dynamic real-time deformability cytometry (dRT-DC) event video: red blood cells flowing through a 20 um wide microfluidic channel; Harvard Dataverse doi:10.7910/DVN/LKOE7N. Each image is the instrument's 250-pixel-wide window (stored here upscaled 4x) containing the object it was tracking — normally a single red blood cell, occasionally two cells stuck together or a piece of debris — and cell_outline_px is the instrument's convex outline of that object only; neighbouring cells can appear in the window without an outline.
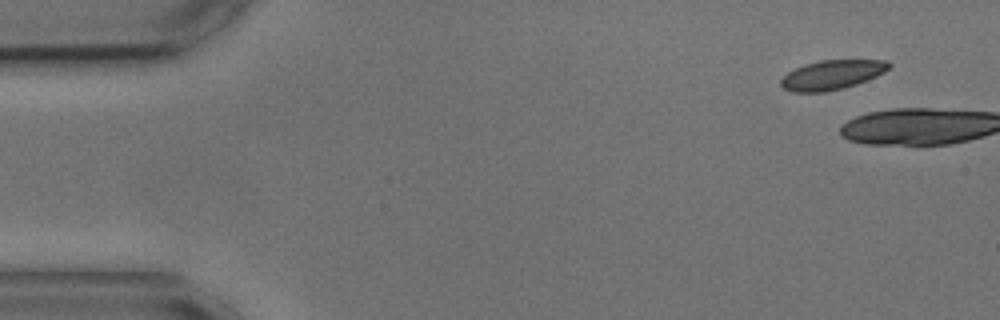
{"species": "common noctule bat (a hibernating species)", "species_latin": "Nyctalus noctula", "temperature_condition": "cold", "stored_images_in_passage": 2, "camera_frame_rate_fps": 3000, "um_per_image_px": 0.085, "animal": {"sex": "male", "body_mass_g": 17.9, "forearm_length_mm": 54.2}, "frame": {"image": 1, "passage_image": 1, "time_ms": 0.0, "image_size_px": [1000, 320], "cell_outline_px": [[892, 64], [884, 72], [876, 76], [856, 84], [824, 92], [792, 92], [784, 88], [780, 84], [780, 80], [788, 72], [804, 64], [820, 60], [884, 60]], "centroid_in_image_um": [70.69, 6.35], "position_along_channel_um": 14.3, "area_um2": 18.32}}